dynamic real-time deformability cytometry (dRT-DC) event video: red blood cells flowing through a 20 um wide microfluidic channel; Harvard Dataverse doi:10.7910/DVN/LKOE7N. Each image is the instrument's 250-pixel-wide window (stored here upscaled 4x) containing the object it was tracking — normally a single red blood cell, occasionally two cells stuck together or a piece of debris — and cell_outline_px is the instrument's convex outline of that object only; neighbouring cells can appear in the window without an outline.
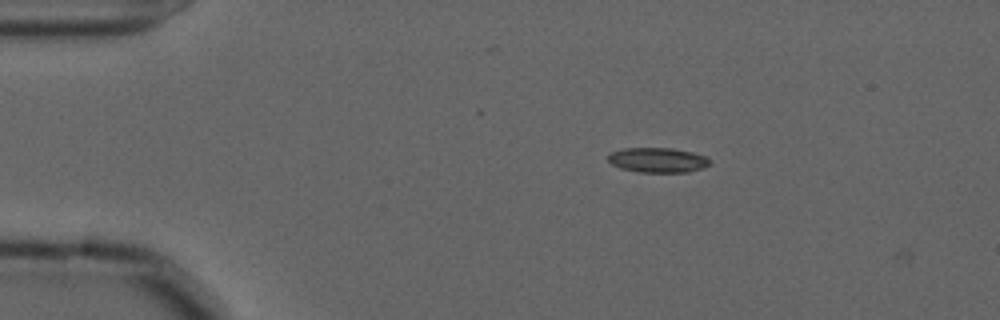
{"species": "common noctule bat (a hibernating species)", "species_latin": "Nyctalus noctula", "temperature_condition": "cold", "stored_images_in_passage": 7, "camera_frame_rate_fps": 3000, "um_per_image_px": 0.085, "animal": {"sex": "male", "forearm_length_mm": 52.5}, "frame": {"image": 1, "passage_image": 4, "time_ms": 1.0, "image_size_px": [1000, 320], "cell_outline_px": [[712, 160], [704, 168], [688, 172], [640, 172], [620, 168], [612, 164], [608, 160], [608, 156], [612, 152], [624, 148], [672, 148], [692, 152], [704, 156]], "centroid_in_image_um": [55.92, 13.61], "position_along_channel_um": 29.1, "area_um2": 14.68}}